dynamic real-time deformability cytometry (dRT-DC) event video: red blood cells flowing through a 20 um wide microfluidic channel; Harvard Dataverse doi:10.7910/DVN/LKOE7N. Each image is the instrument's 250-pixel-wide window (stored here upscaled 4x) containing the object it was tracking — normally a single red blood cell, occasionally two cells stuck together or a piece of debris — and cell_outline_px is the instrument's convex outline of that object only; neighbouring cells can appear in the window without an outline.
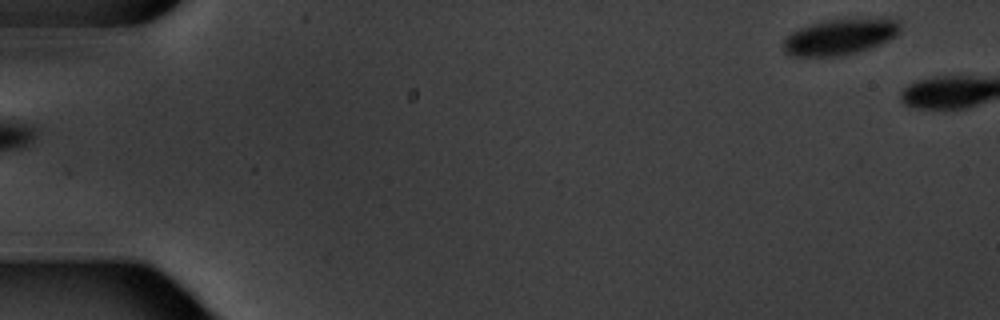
{"species": "common noctule bat (a hibernating species)", "species_latin": "Nyctalus noctula", "temperature_condition": "warm", "stored_images_in_passage": 2, "camera_frame_rate_fps": 3000, "um_per_image_px": 0.085, "animal": {"sex": "male", "body_mass_g": 20.1, "forearm_length_mm": 53.5}, "frame": {"image": 1, "passage_image": 2, "time_ms": 1.333, "image_size_px": [1000, 320], "cell_outline_px": [[900, 32], [896, 36], [888, 40], [868, 48], [856, 52], [836, 56], [792, 56], [784, 52], [784, 40], [792, 32], [800, 28], [824, 20], [860, 16], [888, 16], [900, 20]], "centroid_in_image_um": [71.5, 3.06], "position_along_channel_um": 13.5, "area_um2": 25.14}}